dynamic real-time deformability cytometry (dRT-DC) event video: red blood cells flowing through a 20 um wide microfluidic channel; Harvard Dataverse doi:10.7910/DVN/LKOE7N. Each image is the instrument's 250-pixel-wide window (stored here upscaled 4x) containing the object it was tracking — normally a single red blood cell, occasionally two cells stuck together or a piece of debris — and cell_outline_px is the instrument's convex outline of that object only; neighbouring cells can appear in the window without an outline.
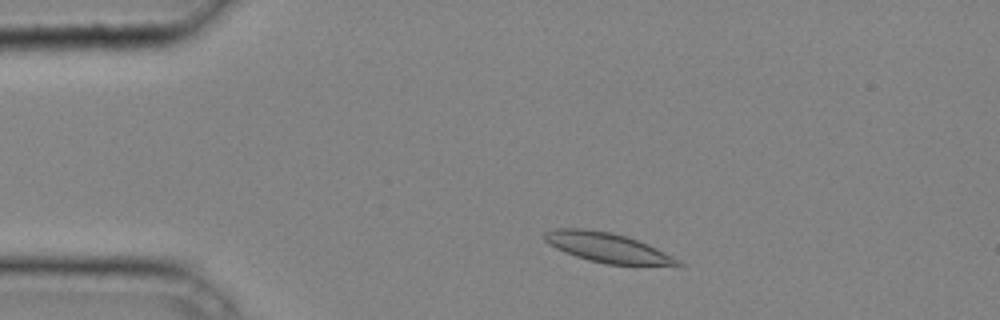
{"species": "common noctule bat (a hibernating species)", "species_latin": "Nyctalus noctula", "temperature_condition": "cold", "stored_images_in_passage": 38, "camera_frame_rate_fps": 3000, "um_per_image_px": 0.085, "animal": {"sex": "male", "body_mass_g": 20.4}, "frame": {"image": 1, "passage_image": 5, "time_ms": 1.333, "image_size_px": [1000, 320], "cell_outline_px": [[684, 264], [680, 268], [604, 264], [588, 260], [564, 252], [548, 244], [544, 240], [544, 232], [556, 228], [584, 228], [612, 232], [628, 236], [648, 244], [680, 260]], "centroid_in_image_um": [51.74, 21.08], "position_along_channel_um": 33.3, "area_um2": 23.93}}
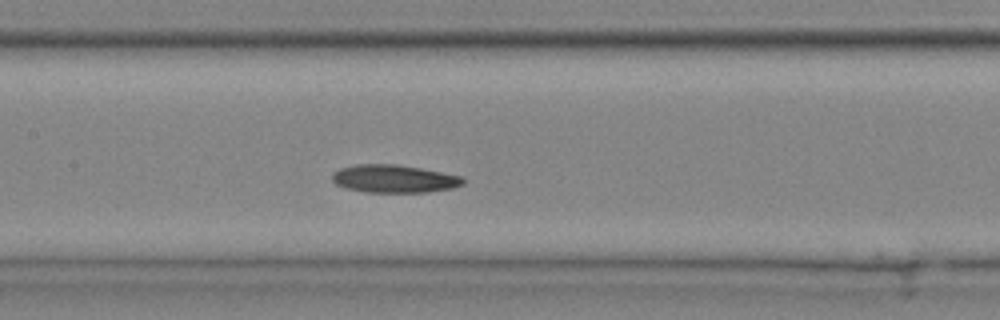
{"frame": {"image": 2, "passage_image": 17, "time_ms": 5.333, "image_size_px": [1000, 320], "cell_outline_px": [[464, 184], [452, 188], [428, 192], [364, 192], [348, 188], [336, 184], [332, 180], [332, 172], [340, 168], [356, 164], [396, 164], [420, 168], [464, 176]], "centroid_in_image_um": [33.51, 15.19], "position_along_channel_um": 173.9, "area_um2": 21.33}}
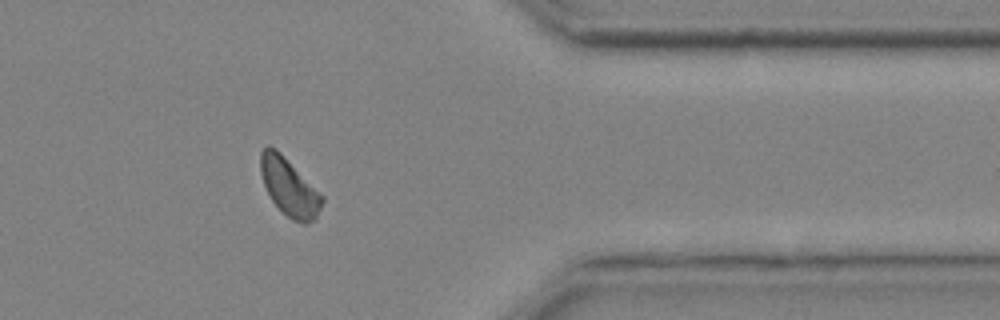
{"frame": {"image": 3, "passage_image": 32, "time_ms": 10.333, "image_size_px": [1000, 320], "cell_outline_px": [[324, 200], [316, 220], [308, 224], [304, 224], [292, 220], [272, 200], [264, 184], [260, 172], [260, 152], [268, 144], [276, 148], [324, 196]], "centroid_in_image_um": [24.61, 15.91], "position_along_channel_um": 386.8, "area_um2": 20.63}}